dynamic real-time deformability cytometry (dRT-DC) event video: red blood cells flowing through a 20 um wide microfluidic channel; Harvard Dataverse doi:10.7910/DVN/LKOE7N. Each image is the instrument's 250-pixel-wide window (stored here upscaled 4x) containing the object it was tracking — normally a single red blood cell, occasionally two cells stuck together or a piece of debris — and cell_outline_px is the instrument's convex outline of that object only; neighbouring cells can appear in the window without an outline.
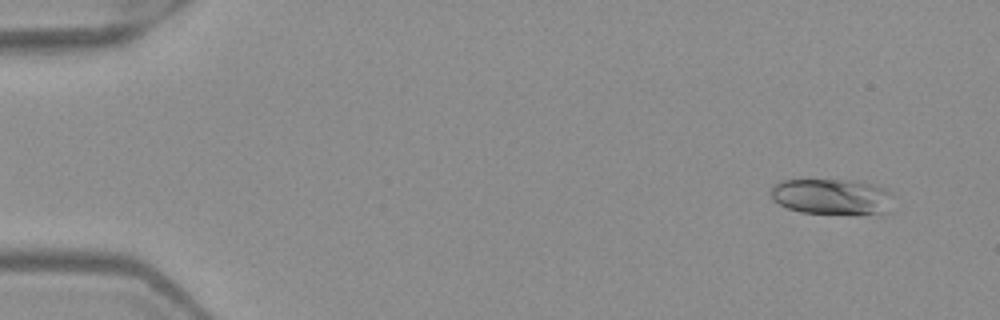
{"species": "Egyptian fruit bat (a non-hibernating species)", "species_latin": "Rousettus aegyptiacus", "temperature_condition": "warm", "stored_images_in_passage": 4, "camera_frame_rate_fps": 3000, "um_per_image_px": 0.085, "frame": {"image": 1, "passage_image": 1, "time_ms": 0.0, "image_size_px": [1000, 320], "cell_outline_px": [[892, 192], [884, 212], [856, 216], [800, 212], [788, 208], [772, 200], [772, 188], [780, 180], [856, 180], [872, 184], [884, 188]], "centroid_in_image_um": [70.68, 16.73], "position_along_channel_um": 14.3, "area_um2": 25.72}}
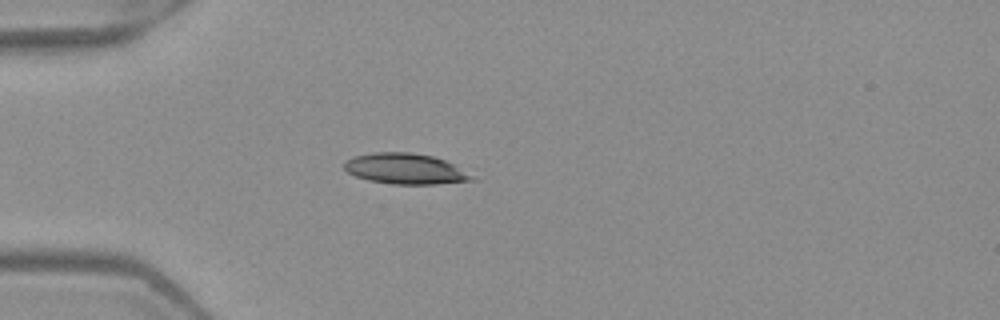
{"frame": {"image": 2, "passage_image": 4, "time_ms": 1.0, "image_size_px": [1000, 320], "cell_outline_px": [[480, 180], [436, 184], [392, 184], [368, 180], [356, 176], [348, 172], [344, 168], [344, 164], [352, 156], [372, 152], [412, 152], [432, 156], [444, 160], [476, 176]], "centroid_in_image_um": [34.49, 14.35], "position_along_channel_um": 50.5, "area_um2": 22.95}}